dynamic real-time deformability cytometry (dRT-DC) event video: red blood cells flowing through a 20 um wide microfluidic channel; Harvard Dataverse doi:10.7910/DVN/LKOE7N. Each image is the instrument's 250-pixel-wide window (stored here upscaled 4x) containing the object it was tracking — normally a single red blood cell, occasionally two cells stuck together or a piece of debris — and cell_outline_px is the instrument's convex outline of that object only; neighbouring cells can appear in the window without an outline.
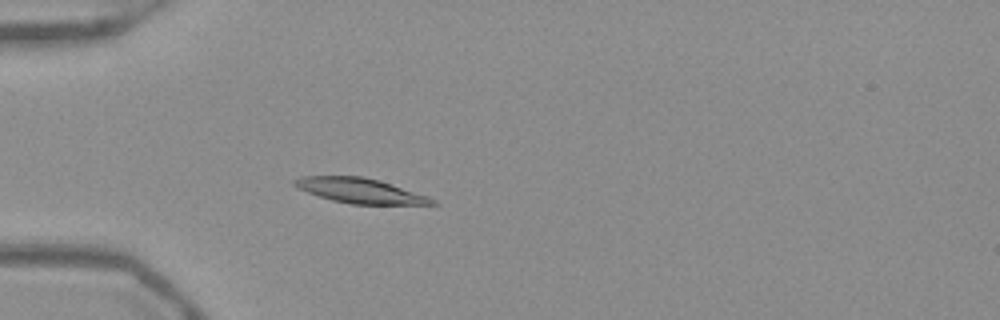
{"species": "Egyptian fruit bat (a non-hibernating species)", "species_latin": "Rousettus aegyptiacus", "temperature_condition": "warm", "stored_images_in_passage": 43, "camera_frame_rate_fps": 3000, "um_per_image_px": 0.085, "frame": {"image": 1, "passage_image": 6, "time_ms": 1.667, "image_size_px": [1000, 320], "cell_outline_px": [[440, 204], [352, 204], [332, 200], [308, 192], [292, 184], [292, 180], [304, 176], [364, 176], [380, 180], [428, 196], [436, 200]], "centroid_in_image_um": [30.64, 16.2], "position_along_channel_um": 54.4, "area_um2": 19.83}}
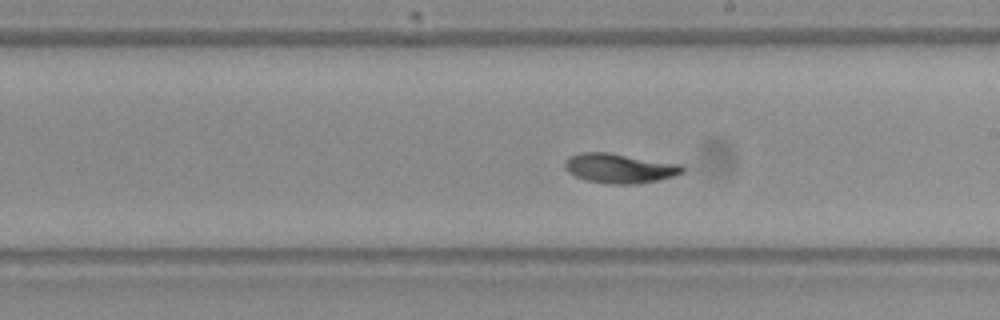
{"frame": {"image": 2, "passage_image": 21, "time_ms": 6.667, "image_size_px": [1000, 320], "cell_outline_px": [[684, 172], [660, 180], [636, 184], [608, 184], [588, 180], [576, 176], [568, 172], [564, 168], [564, 164], [568, 156], [580, 152], [608, 152], [684, 164]], "centroid_in_image_um": [52.68, 14.29], "position_along_channel_um": 236.3, "area_um2": 20.52}}
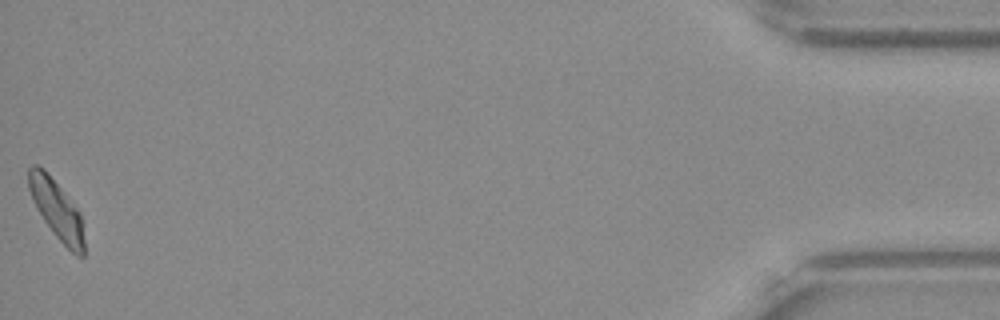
{"frame": {"image": 3, "passage_image": 43, "time_ms": 14.0, "image_size_px": [1000, 320], "cell_outline_px": [[84, 256], [76, 256], [56, 236], [44, 220], [36, 208], [32, 200], [28, 188], [28, 168], [32, 164], [36, 164], [44, 168], [80, 212], [84, 240]], "centroid_in_image_um": [4.79, 17.78], "position_along_channel_um": 430.4, "area_um2": 18.9}, "authors_computed_cell_mechanics": {"area_um2": 19.8254, "velocity_mm_per_s": 3.8717, "shape_relaxation_time_tau1_ms": 3.2951, "shape_relaxation_time_tau2_ms": 4.9179, "deformation_change_tau1": 0.1266, "deformation_change_tau2": 0.0765}}